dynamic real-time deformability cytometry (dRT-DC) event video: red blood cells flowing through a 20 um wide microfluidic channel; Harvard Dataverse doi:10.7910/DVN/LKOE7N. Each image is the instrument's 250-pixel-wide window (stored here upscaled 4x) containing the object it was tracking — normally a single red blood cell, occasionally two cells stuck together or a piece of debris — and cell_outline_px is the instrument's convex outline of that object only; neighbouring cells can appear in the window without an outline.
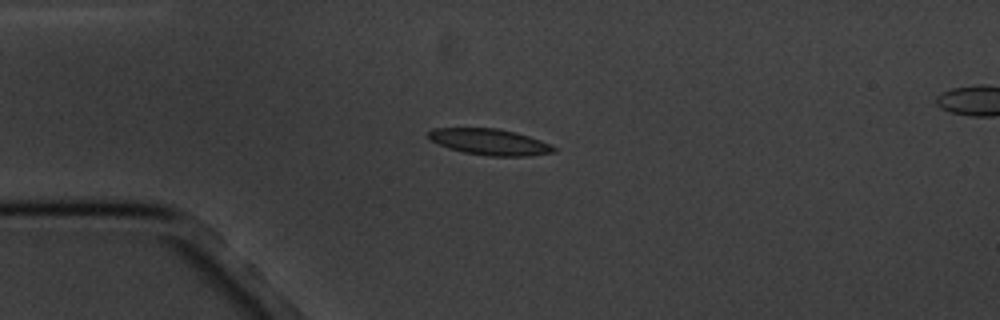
{"species": "common noctule bat (a hibernating species)", "species_latin": "Nyctalus noctula", "temperature_condition": "cold", "stored_images_in_passage": 5, "camera_frame_rate_fps": 3000, "um_per_image_px": 0.085, "animal": {"sex": "male", "body_mass_g": 20.1, "forearm_length_mm": 53.5}, "frame": {"image": 1, "passage_image": 3, "time_ms": 2.333, "image_size_px": [1000, 320], "cell_outline_px": [[556, 152], [532, 156], [488, 156], [464, 152], [448, 148], [432, 140], [428, 136], [428, 132], [432, 128], [496, 128], [516, 132], [540, 140], [556, 148]], "centroid_in_image_um": [41.64, 12.07], "position_along_channel_um": 43.4, "area_um2": 19.02}}
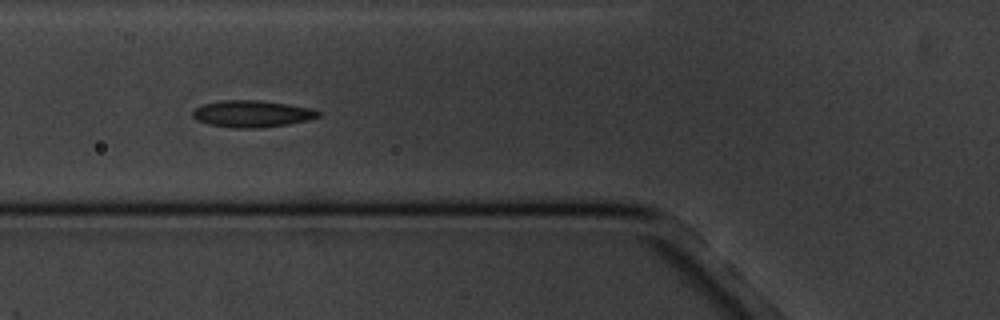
{"frame": {"image": 2, "passage_image": 5, "time_ms": 4.667, "image_size_px": [1000, 320], "cell_outline_px": [[320, 116], [308, 120], [288, 124], [260, 128], [232, 128], [208, 124], [196, 120], [192, 116], [192, 112], [200, 104], [220, 100], [260, 100], [288, 104], [312, 108], [320, 112]], "centroid_in_image_um": [21.39, 9.67], "position_along_channel_um": 104.4, "area_um2": 19.83}}